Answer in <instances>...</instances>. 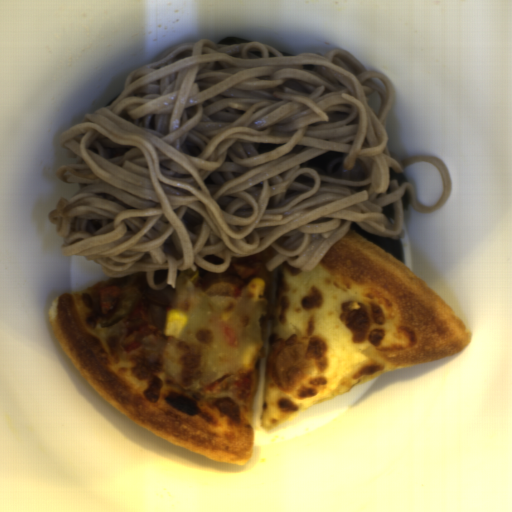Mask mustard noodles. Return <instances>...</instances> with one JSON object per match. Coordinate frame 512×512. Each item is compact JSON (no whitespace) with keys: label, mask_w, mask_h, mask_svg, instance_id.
<instances>
[{"label":"mustard noodles","mask_w":512,"mask_h":512,"mask_svg":"<svg viewBox=\"0 0 512 512\" xmlns=\"http://www.w3.org/2000/svg\"><path fill=\"white\" fill-rule=\"evenodd\" d=\"M382 98L376 115L368 105ZM395 100L389 77L336 48L284 55L261 42L188 41L128 72L114 102L85 114L58 138L73 159L56 170L79 190L47 218L63 256L83 257L108 277L145 272L150 289L177 285L178 272L223 273L234 257L277 255L314 270L352 222L375 236L402 233L407 191L417 212L440 210L450 194L444 160L399 159L387 121ZM343 153L326 170L310 158ZM429 161L443 194L420 206L413 186L389 180ZM393 203L394 221L381 210ZM223 264L203 261L206 255ZM167 280L153 282L156 269Z\"/></svg>","instance_id":"mustard-noodles-1"}]
</instances>
